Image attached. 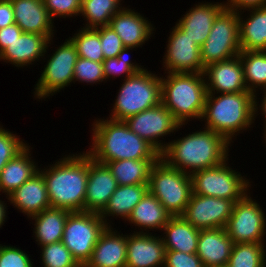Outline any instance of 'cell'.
I'll use <instances>...</instances> for the list:
<instances>
[{
	"label": "cell",
	"instance_id": "603a6c76",
	"mask_svg": "<svg viewBox=\"0 0 266 267\" xmlns=\"http://www.w3.org/2000/svg\"><path fill=\"white\" fill-rule=\"evenodd\" d=\"M116 233L111 227L104 230L84 267H125L127 235Z\"/></svg>",
	"mask_w": 266,
	"mask_h": 267
},
{
	"label": "cell",
	"instance_id": "836d02e7",
	"mask_svg": "<svg viewBox=\"0 0 266 267\" xmlns=\"http://www.w3.org/2000/svg\"><path fill=\"white\" fill-rule=\"evenodd\" d=\"M243 64L247 89L256 94V88L266 90V51H241L238 55Z\"/></svg>",
	"mask_w": 266,
	"mask_h": 267
},
{
	"label": "cell",
	"instance_id": "5bb4252c",
	"mask_svg": "<svg viewBox=\"0 0 266 267\" xmlns=\"http://www.w3.org/2000/svg\"><path fill=\"white\" fill-rule=\"evenodd\" d=\"M234 202L210 196L193 194L184 213L181 215L194 228H225L232 214Z\"/></svg>",
	"mask_w": 266,
	"mask_h": 267
},
{
	"label": "cell",
	"instance_id": "d6986e66",
	"mask_svg": "<svg viewBox=\"0 0 266 267\" xmlns=\"http://www.w3.org/2000/svg\"><path fill=\"white\" fill-rule=\"evenodd\" d=\"M233 245L225 228L202 229L196 254L204 267H227Z\"/></svg>",
	"mask_w": 266,
	"mask_h": 267
},
{
	"label": "cell",
	"instance_id": "7c38bea8",
	"mask_svg": "<svg viewBox=\"0 0 266 267\" xmlns=\"http://www.w3.org/2000/svg\"><path fill=\"white\" fill-rule=\"evenodd\" d=\"M77 59V49L69 37L47 61L38 83L35 85L34 97L46 98L70 85L73 82V71Z\"/></svg>",
	"mask_w": 266,
	"mask_h": 267
},
{
	"label": "cell",
	"instance_id": "f546056e",
	"mask_svg": "<svg viewBox=\"0 0 266 267\" xmlns=\"http://www.w3.org/2000/svg\"><path fill=\"white\" fill-rule=\"evenodd\" d=\"M71 211L50 207L29 218L35 220L34 233L38 245L45 246L62 241L64 225Z\"/></svg>",
	"mask_w": 266,
	"mask_h": 267
},
{
	"label": "cell",
	"instance_id": "83f0119b",
	"mask_svg": "<svg viewBox=\"0 0 266 267\" xmlns=\"http://www.w3.org/2000/svg\"><path fill=\"white\" fill-rule=\"evenodd\" d=\"M172 215L164 208L161 202L148 190L141 201L134 207L127 221L146 229H163ZM143 227V228H142Z\"/></svg>",
	"mask_w": 266,
	"mask_h": 267
},
{
	"label": "cell",
	"instance_id": "3957f363",
	"mask_svg": "<svg viewBox=\"0 0 266 267\" xmlns=\"http://www.w3.org/2000/svg\"><path fill=\"white\" fill-rule=\"evenodd\" d=\"M41 172L50 206L71 212H83L89 174V154L68 155ZM46 170V171H45Z\"/></svg>",
	"mask_w": 266,
	"mask_h": 267
},
{
	"label": "cell",
	"instance_id": "ffe728a7",
	"mask_svg": "<svg viewBox=\"0 0 266 267\" xmlns=\"http://www.w3.org/2000/svg\"><path fill=\"white\" fill-rule=\"evenodd\" d=\"M109 26L127 48L141 47L154 31L151 22L149 23L140 13L125 7L112 17Z\"/></svg>",
	"mask_w": 266,
	"mask_h": 267
},
{
	"label": "cell",
	"instance_id": "60d3db41",
	"mask_svg": "<svg viewBox=\"0 0 266 267\" xmlns=\"http://www.w3.org/2000/svg\"><path fill=\"white\" fill-rule=\"evenodd\" d=\"M28 254L13 246L0 244V267H33Z\"/></svg>",
	"mask_w": 266,
	"mask_h": 267
},
{
	"label": "cell",
	"instance_id": "1f68e13d",
	"mask_svg": "<svg viewBox=\"0 0 266 267\" xmlns=\"http://www.w3.org/2000/svg\"><path fill=\"white\" fill-rule=\"evenodd\" d=\"M159 159H123L106 163L118 185L149 184L152 166Z\"/></svg>",
	"mask_w": 266,
	"mask_h": 267
},
{
	"label": "cell",
	"instance_id": "277c9868",
	"mask_svg": "<svg viewBox=\"0 0 266 267\" xmlns=\"http://www.w3.org/2000/svg\"><path fill=\"white\" fill-rule=\"evenodd\" d=\"M257 96L250 91L239 93H207L202 119L205 127L222 135L230 144L232 137L252 125L258 110ZM236 133V134H235Z\"/></svg>",
	"mask_w": 266,
	"mask_h": 267
},
{
	"label": "cell",
	"instance_id": "7402d4cb",
	"mask_svg": "<svg viewBox=\"0 0 266 267\" xmlns=\"http://www.w3.org/2000/svg\"><path fill=\"white\" fill-rule=\"evenodd\" d=\"M8 200L22 213L31 217L50 208V201L43 173L40 169L8 196Z\"/></svg>",
	"mask_w": 266,
	"mask_h": 267
},
{
	"label": "cell",
	"instance_id": "d6a6232c",
	"mask_svg": "<svg viewBox=\"0 0 266 267\" xmlns=\"http://www.w3.org/2000/svg\"><path fill=\"white\" fill-rule=\"evenodd\" d=\"M122 0H81L80 13L87 21L84 28L108 26L112 17L123 7Z\"/></svg>",
	"mask_w": 266,
	"mask_h": 267
},
{
	"label": "cell",
	"instance_id": "ac0fdd59",
	"mask_svg": "<svg viewBox=\"0 0 266 267\" xmlns=\"http://www.w3.org/2000/svg\"><path fill=\"white\" fill-rule=\"evenodd\" d=\"M165 252L161 237L134 231L127 235L125 267H164Z\"/></svg>",
	"mask_w": 266,
	"mask_h": 267
},
{
	"label": "cell",
	"instance_id": "44dd1931",
	"mask_svg": "<svg viewBox=\"0 0 266 267\" xmlns=\"http://www.w3.org/2000/svg\"><path fill=\"white\" fill-rule=\"evenodd\" d=\"M15 23L25 33L49 35L53 39V19L43 0H11Z\"/></svg>",
	"mask_w": 266,
	"mask_h": 267
},
{
	"label": "cell",
	"instance_id": "bcb514c9",
	"mask_svg": "<svg viewBox=\"0 0 266 267\" xmlns=\"http://www.w3.org/2000/svg\"><path fill=\"white\" fill-rule=\"evenodd\" d=\"M225 8L239 12L266 6V0H227ZM240 10V11H239Z\"/></svg>",
	"mask_w": 266,
	"mask_h": 267
},
{
	"label": "cell",
	"instance_id": "ba28073f",
	"mask_svg": "<svg viewBox=\"0 0 266 267\" xmlns=\"http://www.w3.org/2000/svg\"><path fill=\"white\" fill-rule=\"evenodd\" d=\"M107 227L99 213L71 212L64 225L62 243L77 263L84 267L90 260L100 235Z\"/></svg>",
	"mask_w": 266,
	"mask_h": 267
},
{
	"label": "cell",
	"instance_id": "8d00e7d4",
	"mask_svg": "<svg viewBox=\"0 0 266 267\" xmlns=\"http://www.w3.org/2000/svg\"><path fill=\"white\" fill-rule=\"evenodd\" d=\"M44 267H81L62 241L41 246Z\"/></svg>",
	"mask_w": 266,
	"mask_h": 267
},
{
	"label": "cell",
	"instance_id": "4fadbf2b",
	"mask_svg": "<svg viewBox=\"0 0 266 267\" xmlns=\"http://www.w3.org/2000/svg\"><path fill=\"white\" fill-rule=\"evenodd\" d=\"M129 129L137 136L146 140L160 154L166 148V144L161 143L160 137L178 131L181 126L168 109L162 104L146 109L124 121Z\"/></svg>",
	"mask_w": 266,
	"mask_h": 267
},
{
	"label": "cell",
	"instance_id": "f1b7e54d",
	"mask_svg": "<svg viewBox=\"0 0 266 267\" xmlns=\"http://www.w3.org/2000/svg\"><path fill=\"white\" fill-rule=\"evenodd\" d=\"M248 11L252 13L246 20L238 13L241 51H266V6Z\"/></svg>",
	"mask_w": 266,
	"mask_h": 267
},
{
	"label": "cell",
	"instance_id": "7dc6e473",
	"mask_svg": "<svg viewBox=\"0 0 266 267\" xmlns=\"http://www.w3.org/2000/svg\"><path fill=\"white\" fill-rule=\"evenodd\" d=\"M14 23V10L11 0H0V29Z\"/></svg>",
	"mask_w": 266,
	"mask_h": 267
},
{
	"label": "cell",
	"instance_id": "4dcf8cb0",
	"mask_svg": "<svg viewBox=\"0 0 266 267\" xmlns=\"http://www.w3.org/2000/svg\"><path fill=\"white\" fill-rule=\"evenodd\" d=\"M147 191L148 184L118 185L107 206L100 213L106 225L111 227L106 220L107 216L117 217L120 215L122 219L127 220L134 207L141 201Z\"/></svg>",
	"mask_w": 266,
	"mask_h": 267
},
{
	"label": "cell",
	"instance_id": "f907efd6",
	"mask_svg": "<svg viewBox=\"0 0 266 267\" xmlns=\"http://www.w3.org/2000/svg\"><path fill=\"white\" fill-rule=\"evenodd\" d=\"M264 138H265V140H266V125H265V131H264ZM266 142V141H265Z\"/></svg>",
	"mask_w": 266,
	"mask_h": 267
},
{
	"label": "cell",
	"instance_id": "9a60e30c",
	"mask_svg": "<svg viewBox=\"0 0 266 267\" xmlns=\"http://www.w3.org/2000/svg\"><path fill=\"white\" fill-rule=\"evenodd\" d=\"M164 67L167 73H203L200 47L177 25L168 39Z\"/></svg>",
	"mask_w": 266,
	"mask_h": 267
},
{
	"label": "cell",
	"instance_id": "74e56055",
	"mask_svg": "<svg viewBox=\"0 0 266 267\" xmlns=\"http://www.w3.org/2000/svg\"><path fill=\"white\" fill-rule=\"evenodd\" d=\"M133 48L124 47L121 52L115 58L105 59L103 64V73L105 80L109 79V77L115 78L120 76L122 73L126 75L125 78L134 75L137 72H141L145 69L142 66L131 63L130 58H127V53L130 52Z\"/></svg>",
	"mask_w": 266,
	"mask_h": 267
},
{
	"label": "cell",
	"instance_id": "2e32d148",
	"mask_svg": "<svg viewBox=\"0 0 266 267\" xmlns=\"http://www.w3.org/2000/svg\"><path fill=\"white\" fill-rule=\"evenodd\" d=\"M203 75L206 76L205 85L207 93L215 94L217 92L218 94L249 91L245 83L243 64L239 56L209 64L205 67Z\"/></svg>",
	"mask_w": 266,
	"mask_h": 267
},
{
	"label": "cell",
	"instance_id": "e0dca14e",
	"mask_svg": "<svg viewBox=\"0 0 266 267\" xmlns=\"http://www.w3.org/2000/svg\"><path fill=\"white\" fill-rule=\"evenodd\" d=\"M118 184L106 164L96 162L89 155V174L84 200V212L101 213Z\"/></svg>",
	"mask_w": 266,
	"mask_h": 267
},
{
	"label": "cell",
	"instance_id": "52a82bcc",
	"mask_svg": "<svg viewBox=\"0 0 266 267\" xmlns=\"http://www.w3.org/2000/svg\"><path fill=\"white\" fill-rule=\"evenodd\" d=\"M148 190L172 216H181L193 193L192 179L160 158L151 168Z\"/></svg>",
	"mask_w": 266,
	"mask_h": 267
},
{
	"label": "cell",
	"instance_id": "8fae6325",
	"mask_svg": "<svg viewBox=\"0 0 266 267\" xmlns=\"http://www.w3.org/2000/svg\"><path fill=\"white\" fill-rule=\"evenodd\" d=\"M266 217L260 205L246 193L234 203L225 230L236 243H263Z\"/></svg>",
	"mask_w": 266,
	"mask_h": 267
},
{
	"label": "cell",
	"instance_id": "484cf974",
	"mask_svg": "<svg viewBox=\"0 0 266 267\" xmlns=\"http://www.w3.org/2000/svg\"><path fill=\"white\" fill-rule=\"evenodd\" d=\"M162 242L165 250H175L187 254L197 252V244L200 230L194 228L182 216H172L163 227ZM166 236V237H165Z\"/></svg>",
	"mask_w": 266,
	"mask_h": 267
},
{
	"label": "cell",
	"instance_id": "5b68a950",
	"mask_svg": "<svg viewBox=\"0 0 266 267\" xmlns=\"http://www.w3.org/2000/svg\"><path fill=\"white\" fill-rule=\"evenodd\" d=\"M161 95V103L180 124L190 118L202 119L207 96L205 76L203 73H168L166 79L161 77Z\"/></svg>",
	"mask_w": 266,
	"mask_h": 267
},
{
	"label": "cell",
	"instance_id": "cb8c5ba5",
	"mask_svg": "<svg viewBox=\"0 0 266 267\" xmlns=\"http://www.w3.org/2000/svg\"><path fill=\"white\" fill-rule=\"evenodd\" d=\"M50 40L52 38L49 35L23 32L0 53V60L16 67L28 66L38 61L40 57H44L48 44H51Z\"/></svg>",
	"mask_w": 266,
	"mask_h": 267
},
{
	"label": "cell",
	"instance_id": "6da1fadb",
	"mask_svg": "<svg viewBox=\"0 0 266 267\" xmlns=\"http://www.w3.org/2000/svg\"><path fill=\"white\" fill-rule=\"evenodd\" d=\"M168 143L160 158L168 166L190 175L198 170L218 166L229 159L230 143L208 128Z\"/></svg>",
	"mask_w": 266,
	"mask_h": 267
},
{
	"label": "cell",
	"instance_id": "c3c4849f",
	"mask_svg": "<svg viewBox=\"0 0 266 267\" xmlns=\"http://www.w3.org/2000/svg\"><path fill=\"white\" fill-rule=\"evenodd\" d=\"M4 204V201L0 200V228L2 227L6 219V204Z\"/></svg>",
	"mask_w": 266,
	"mask_h": 267
},
{
	"label": "cell",
	"instance_id": "e575fe53",
	"mask_svg": "<svg viewBox=\"0 0 266 267\" xmlns=\"http://www.w3.org/2000/svg\"><path fill=\"white\" fill-rule=\"evenodd\" d=\"M264 243H236L232 247L227 267H265Z\"/></svg>",
	"mask_w": 266,
	"mask_h": 267
},
{
	"label": "cell",
	"instance_id": "b9f144b4",
	"mask_svg": "<svg viewBox=\"0 0 266 267\" xmlns=\"http://www.w3.org/2000/svg\"><path fill=\"white\" fill-rule=\"evenodd\" d=\"M100 43L104 59L117 57L124 48L121 38L109 25L100 27Z\"/></svg>",
	"mask_w": 266,
	"mask_h": 267
},
{
	"label": "cell",
	"instance_id": "681fc988",
	"mask_svg": "<svg viewBox=\"0 0 266 267\" xmlns=\"http://www.w3.org/2000/svg\"><path fill=\"white\" fill-rule=\"evenodd\" d=\"M264 92V96H263V99H262V103H261V109L262 110L261 112L264 114V116H266V90H263ZM266 118V117H265ZM266 121V120H265ZM266 124V122H265Z\"/></svg>",
	"mask_w": 266,
	"mask_h": 267
},
{
	"label": "cell",
	"instance_id": "ab89813d",
	"mask_svg": "<svg viewBox=\"0 0 266 267\" xmlns=\"http://www.w3.org/2000/svg\"><path fill=\"white\" fill-rule=\"evenodd\" d=\"M26 146L27 143L25 144L18 136L16 137V134L0 126V172L5 165Z\"/></svg>",
	"mask_w": 266,
	"mask_h": 267
},
{
	"label": "cell",
	"instance_id": "8992f818",
	"mask_svg": "<svg viewBox=\"0 0 266 267\" xmlns=\"http://www.w3.org/2000/svg\"><path fill=\"white\" fill-rule=\"evenodd\" d=\"M115 100L112 120L125 121L161 103V77L147 71L137 72L124 79Z\"/></svg>",
	"mask_w": 266,
	"mask_h": 267
},
{
	"label": "cell",
	"instance_id": "d4e9b609",
	"mask_svg": "<svg viewBox=\"0 0 266 267\" xmlns=\"http://www.w3.org/2000/svg\"><path fill=\"white\" fill-rule=\"evenodd\" d=\"M224 8V3H199L183 15L176 25L201 47L210 34L214 19Z\"/></svg>",
	"mask_w": 266,
	"mask_h": 267
},
{
	"label": "cell",
	"instance_id": "30bf717a",
	"mask_svg": "<svg viewBox=\"0 0 266 267\" xmlns=\"http://www.w3.org/2000/svg\"><path fill=\"white\" fill-rule=\"evenodd\" d=\"M226 162L192 173L193 194L229 199L235 203L248 193V187H251L248 179L227 166Z\"/></svg>",
	"mask_w": 266,
	"mask_h": 267
},
{
	"label": "cell",
	"instance_id": "9c48e42d",
	"mask_svg": "<svg viewBox=\"0 0 266 267\" xmlns=\"http://www.w3.org/2000/svg\"><path fill=\"white\" fill-rule=\"evenodd\" d=\"M200 52L204 67L240 54L239 15L236 11L224 8L217 15Z\"/></svg>",
	"mask_w": 266,
	"mask_h": 267
},
{
	"label": "cell",
	"instance_id": "f35d334b",
	"mask_svg": "<svg viewBox=\"0 0 266 267\" xmlns=\"http://www.w3.org/2000/svg\"><path fill=\"white\" fill-rule=\"evenodd\" d=\"M105 80L102 62L78 57L73 71V82L97 83Z\"/></svg>",
	"mask_w": 266,
	"mask_h": 267
},
{
	"label": "cell",
	"instance_id": "f6af8a7d",
	"mask_svg": "<svg viewBox=\"0 0 266 267\" xmlns=\"http://www.w3.org/2000/svg\"><path fill=\"white\" fill-rule=\"evenodd\" d=\"M23 33L21 28L16 24H11L0 29V53L13 41L18 39Z\"/></svg>",
	"mask_w": 266,
	"mask_h": 267
},
{
	"label": "cell",
	"instance_id": "4316f807",
	"mask_svg": "<svg viewBox=\"0 0 266 267\" xmlns=\"http://www.w3.org/2000/svg\"><path fill=\"white\" fill-rule=\"evenodd\" d=\"M30 147L26 146L14 156L0 172V191L8 197L18 187L29 180L39 168L31 159Z\"/></svg>",
	"mask_w": 266,
	"mask_h": 267
},
{
	"label": "cell",
	"instance_id": "d590c367",
	"mask_svg": "<svg viewBox=\"0 0 266 267\" xmlns=\"http://www.w3.org/2000/svg\"><path fill=\"white\" fill-rule=\"evenodd\" d=\"M70 39L75 44L78 57L96 62H103L105 60L100 43V27H83Z\"/></svg>",
	"mask_w": 266,
	"mask_h": 267
},
{
	"label": "cell",
	"instance_id": "7a4b0ae2",
	"mask_svg": "<svg viewBox=\"0 0 266 267\" xmlns=\"http://www.w3.org/2000/svg\"><path fill=\"white\" fill-rule=\"evenodd\" d=\"M92 148L87 152L96 162L160 159V153L131 131L124 121L107 118L93 123Z\"/></svg>",
	"mask_w": 266,
	"mask_h": 267
},
{
	"label": "cell",
	"instance_id": "ee69618b",
	"mask_svg": "<svg viewBox=\"0 0 266 267\" xmlns=\"http://www.w3.org/2000/svg\"><path fill=\"white\" fill-rule=\"evenodd\" d=\"M164 267H204L198 255L166 250Z\"/></svg>",
	"mask_w": 266,
	"mask_h": 267
},
{
	"label": "cell",
	"instance_id": "7bdbcfd3",
	"mask_svg": "<svg viewBox=\"0 0 266 267\" xmlns=\"http://www.w3.org/2000/svg\"><path fill=\"white\" fill-rule=\"evenodd\" d=\"M47 11L51 17H73L80 13L81 0H43Z\"/></svg>",
	"mask_w": 266,
	"mask_h": 267
}]
</instances>
